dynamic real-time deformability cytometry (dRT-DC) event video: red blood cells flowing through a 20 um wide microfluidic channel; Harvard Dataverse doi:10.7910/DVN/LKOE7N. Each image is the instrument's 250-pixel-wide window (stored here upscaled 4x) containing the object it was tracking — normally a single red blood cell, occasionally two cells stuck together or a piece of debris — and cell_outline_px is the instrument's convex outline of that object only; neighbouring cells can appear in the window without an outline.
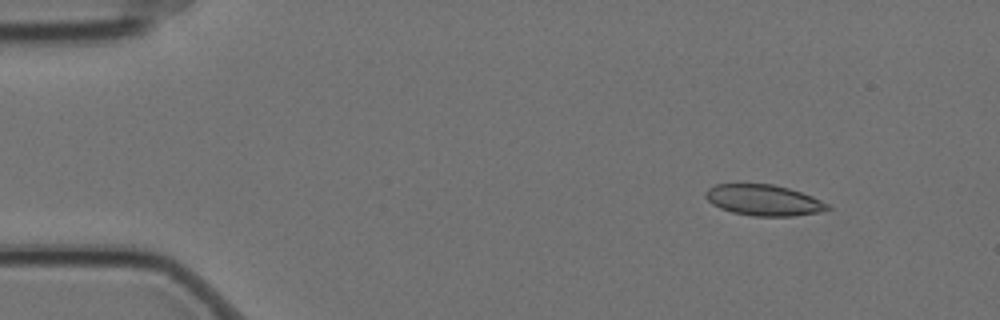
{"species": "Egyptian fruit bat (a non-hibernating species)", "species_latin": "Rousettus aegyptiacus", "temperature_condition": "cold", "stored_images_in_passage": 5, "camera_frame_rate_fps": 3000, "um_per_image_px": 0.085, "animal": {"sex": "female"}, "frame": {"image": 1, "passage_image": 1, "time_ms": 0.0, "image_size_px": [1000, 320], "cell_outline_px": [[832, 208], [820, 212], [792, 216], [752, 216], [732, 212], [720, 208], [712, 204], [704, 196], [704, 192], [708, 188], [716, 184], [772, 184], [788, 188], [812, 196], [828, 204]], "centroid_in_image_um": [64.89, 17.02], "position_along_channel_um": 20.1, "area_um2": 21.96}}
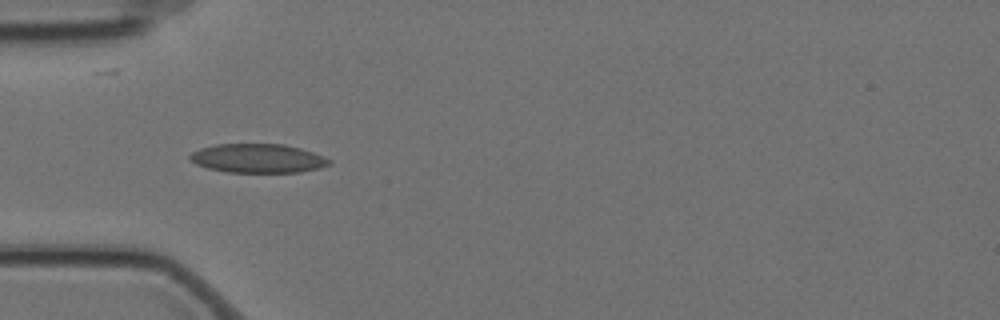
{"frame": {"image": 2, "passage_image": 4, "time_ms": 1.0, "image_size_px": [1000, 320], "cell_outline_px": [[332, 164], [320, 168], [300, 172], [228, 172], [208, 168], [196, 164], [188, 156], [192, 152], [200, 148], [216, 144], [284, 144], [300, 148], [324, 156], [332, 160]], "centroid_in_image_um": [21.95, 13.46], "position_along_channel_um": 63.1, "area_um2": 23.52}}
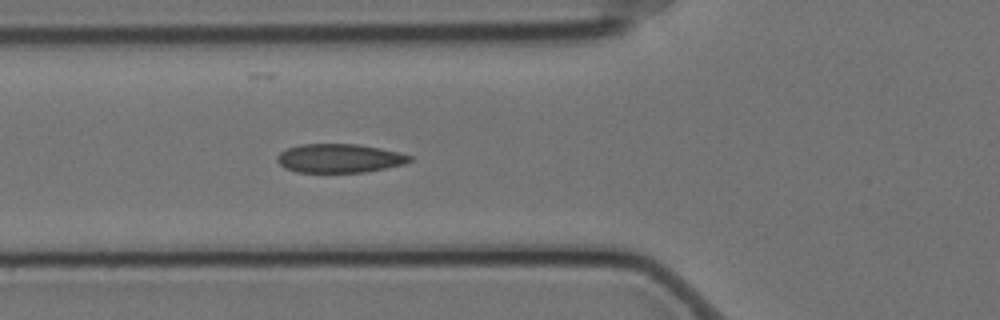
{"frame": {"image": 3, "passage_image": 5, "time_ms": 1.333, "image_size_px": [1000, 320], "cell_outline_px": [[412, 160], [404, 164], [364, 172], [296, 172], [284, 168], [276, 160], [276, 156], [280, 152], [288, 148], [300, 144], [356, 144], [380, 148], [412, 156]], "centroid_in_image_um": [28.81, 13.45], "position_along_channel_um": 97.0, "area_um2": 22.14}}